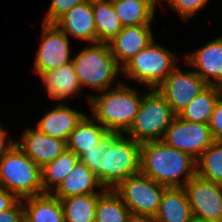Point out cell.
<instances>
[{
	"label": "cell",
	"mask_w": 222,
	"mask_h": 222,
	"mask_svg": "<svg viewBox=\"0 0 222 222\" xmlns=\"http://www.w3.org/2000/svg\"><path fill=\"white\" fill-rule=\"evenodd\" d=\"M94 13L97 43H108L123 28L111 0H91Z\"/></svg>",
	"instance_id": "d4e9b609"
},
{
	"label": "cell",
	"mask_w": 222,
	"mask_h": 222,
	"mask_svg": "<svg viewBox=\"0 0 222 222\" xmlns=\"http://www.w3.org/2000/svg\"><path fill=\"white\" fill-rule=\"evenodd\" d=\"M197 161L191 155L163 141L141 144L140 173L166 187H184L197 174ZM184 176V182L179 177Z\"/></svg>",
	"instance_id": "6da1fadb"
},
{
	"label": "cell",
	"mask_w": 222,
	"mask_h": 222,
	"mask_svg": "<svg viewBox=\"0 0 222 222\" xmlns=\"http://www.w3.org/2000/svg\"><path fill=\"white\" fill-rule=\"evenodd\" d=\"M105 91L101 95L88 96L93 119L109 133H126L134 122L144 94L139 95L122 83Z\"/></svg>",
	"instance_id": "7a4b0ae2"
},
{
	"label": "cell",
	"mask_w": 222,
	"mask_h": 222,
	"mask_svg": "<svg viewBox=\"0 0 222 222\" xmlns=\"http://www.w3.org/2000/svg\"><path fill=\"white\" fill-rule=\"evenodd\" d=\"M150 25L141 24L138 26L123 27L108 42L115 60L121 67L154 40Z\"/></svg>",
	"instance_id": "5bb4252c"
},
{
	"label": "cell",
	"mask_w": 222,
	"mask_h": 222,
	"mask_svg": "<svg viewBox=\"0 0 222 222\" xmlns=\"http://www.w3.org/2000/svg\"><path fill=\"white\" fill-rule=\"evenodd\" d=\"M24 208L22 200L18 199L10 208L0 213V222H23Z\"/></svg>",
	"instance_id": "836d02e7"
},
{
	"label": "cell",
	"mask_w": 222,
	"mask_h": 222,
	"mask_svg": "<svg viewBox=\"0 0 222 222\" xmlns=\"http://www.w3.org/2000/svg\"><path fill=\"white\" fill-rule=\"evenodd\" d=\"M208 0H167V3L173 8L184 21L190 18L194 13L202 9Z\"/></svg>",
	"instance_id": "1f68e13d"
},
{
	"label": "cell",
	"mask_w": 222,
	"mask_h": 222,
	"mask_svg": "<svg viewBox=\"0 0 222 222\" xmlns=\"http://www.w3.org/2000/svg\"><path fill=\"white\" fill-rule=\"evenodd\" d=\"M209 128L214 141H222V96L216 101L209 122Z\"/></svg>",
	"instance_id": "d6a6232c"
},
{
	"label": "cell",
	"mask_w": 222,
	"mask_h": 222,
	"mask_svg": "<svg viewBox=\"0 0 222 222\" xmlns=\"http://www.w3.org/2000/svg\"><path fill=\"white\" fill-rule=\"evenodd\" d=\"M17 146L40 168L51 163L66 150V141L52 138L38 128L27 129Z\"/></svg>",
	"instance_id": "4fadbf2b"
},
{
	"label": "cell",
	"mask_w": 222,
	"mask_h": 222,
	"mask_svg": "<svg viewBox=\"0 0 222 222\" xmlns=\"http://www.w3.org/2000/svg\"><path fill=\"white\" fill-rule=\"evenodd\" d=\"M0 186L21 200L44 194L41 168L17 144L0 158Z\"/></svg>",
	"instance_id": "3957f363"
},
{
	"label": "cell",
	"mask_w": 222,
	"mask_h": 222,
	"mask_svg": "<svg viewBox=\"0 0 222 222\" xmlns=\"http://www.w3.org/2000/svg\"><path fill=\"white\" fill-rule=\"evenodd\" d=\"M176 114L156 90L144 93L138 113L130 129L125 133L136 142L162 141Z\"/></svg>",
	"instance_id": "8992f818"
},
{
	"label": "cell",
	"mask_w": 222,
	"mask_h": 222,
	"mask_svg": "<svg viewBox=\"0 0 222 222\" xmlns=\"http://www.w3.org/2000/svg\"><path fill=\"white\" fill-rule=\"evenodd\" d=\"M18 199L0 186V213L10 208Z\"/></svg>",
	"instance_id": "e575fe53"
},
{
	"label": "cell",
	"mask_w": 222,
	"mask_h": 222,
	"mask_svg": "<svg viewBox=\"0 0 222 222\" xmlns=\"http://www.w3.org/2000/svg\"><path fill=\"white\" fill-rule=\"evenodd\" d=\"M165 188L166 186L138 173L123 180L114 191L130 213L155 217Z\"/></svg>",
	"instance_id": "ba28073f"
},
{
	"label": "cell",
	"mask_w": 222,
	"mask_h": 222,
	"mask_svg": "<svg viewBox=\"0 0 222 222\" xmlns=\"http://www.w3.org/2000/svg\"><path fill=\"white\" fill-rule=\"evenodd\" d=\"M222 96V87L208 85L177 116L185 121L209 124L216 101Z\"/></svg>",
	"instance_id": "cb8c5ba5"
},
{
	"label": "cell",
	"mask_w": 222,
	"mask_h": 222,
	"mask_svg": "<svg viewBox=\"0 0 222 222\" xmlns=\"http://www.w3.org/2000/svg\"><path fill=\"white\" fill-rule=\"evenodd\" d=\"M130 210L121 197L110 189L99 196L94 222H127Z\"/></svg>",
	"instance_id": "83f0119b"
},
{
	"label": "cell",
	"mask_w": 222,
	"mask_h": 222,
	"mask_svg": "<svg viewBox=\"0 0 222 222\" xmlns=\"http://www.w3.org/2000/svg\"><path fill=\"white\" fill-rule=\"evenodd\" d=\"M88 0H53L43 23L54 24L73 7Z\"/></svg>",
	"instance_id": "4dcf8cb0"
},
{
	"label": "cell",
	"mask_w": 222,
	"mask_h": 222,
	"mask_svg": "<svg viewBox=\"0 0 222 222\" xmlns=\"http://www.w3.org/2000/svg\"><path fill=\"white\" fill-rule=\"evenodd\" d=\"M162 141L197 160L214 140L209 124L185 121L176 115Z\"/></svg>",
	"instance_id": "30bf717a"
},
{
	"label": "cell",
	"mask_w": 222,
	"mask_h": 222,
	"mask_svg": "<svg viewBox=\"0 0 222 222\" xmlns=\"http://www.w3.org/2000/svg\"><path fill=\"white\" fill-rule=\"evenodd\" d=\"M186 58L188 65L199 69L194 71L208 85L222 87V36L186 55Z\"/></svg>",
	"instance_id": "9a60e30c"
},
{
	"label": "cell",
	"mask_w": 222,
	"mask_h": 222,
	"mask_svg": "<svg viewBox=\"0 0 222 222\" xmlns=\"http://www.w3.org/2000/svg\"><path fill=\"white\" fill-rule=\"evenodd\" d=\"M42 34V41L34 64L39 75L72 62L68 36L63 31L55 24L43 23Z\"/></svg>",
	"instance_id": "7c38bea8"
},
{
	"label": "cell",
	"mask_w": 222,
	"mask_h": 222,
	"mask_svg": "<svg viewBox=\"0 0 222 222\" xmlns=\"http://www.w3.org/2000/svg\"><path fill=\"white\" fill-rule=\"evenodd\" d=\"M81 88L89 86L99 91L108 89L122 67L115 60L108 43H93L72 59Z\"/></svg>",
	"instance_id": "5b68a950"
},
{
	"label": "cell",
	"mask_w": 222,
	"mask_h": 222,
	"mask_svg": "<svg viewBox=\"0 0 222 222\" xmlns=\"http://www.w3.org/2000/svg\"><path fill=\"white\" fill-rule=\"evenodd\" d=\"M26 222H64L61 200L51 193L22 199Z\"/></svg>",
	"instance_id": "ffe728a7"
},
{
	"label": "cell",
	"mask_w": 222,
	"mask_h": 222,
	"mask_svg": "<svg viewBox=\"0 0 222 222\" xmlns=\"http://www.w3.org/2000/svg\"><path fill=\"white\" fill-rule=\"evenodd\" d=\"M79 161L78 156L66 149L55 160L41 168L43 192L51 193L56 189Z\"/></svg>",
	"instance_id": "4316f807"
},
{
	"label": "cell",
	"mask_w": 222,
	"mask_h": 222,
	"mask_svg": "<svg viewBox=\"0 0 222 222\" xmlns=\"http://www.w3.org/2000/svg\"><path fill=\"white\" fill-rule=\"evenodd\" d=\"M177 57L154 40L121 69L127 78L156 89L177 67Z\"/></svg>",
	"instance_id": "52a82bcc"
},
{
	"label": "cell",
	"mask_w": 222,
	"mask_h": 222,
	"mask_svg": "<svg viewBox=\"0 0 222 222\" xmlns=\"http://www.w3.org/2000/svg\"><path fill=\"white\" fill-rule=\"evenodd\" d=\"M207 86L195 71L184 73L176 67L156 90L177 115Z\"/></svg>",
	"instance_id": "8fae6325"
},
{
	"label": "cell",
	"mask_w": 222,
	"mask_h": 222,
	"mask_svg": "<svg viewBox=\"0 0 222 222\" xmlns=\"http://www.w3.org/2000/svg\"><path fill=\"white\" fill-rule=\"evenodd\" d=\"M103 188L96 175L82 162H78L72 171L61 182V184L52 191L51 194L59 199L83 194H96L105 191H96L94 188Z\"/></svg>",
	"instance_id": "d6986e66"
},
{
	"label": "cell",
	"mask_w": 222,
	"mask_h": 222,
	"mask_svg": "<svg viewBox=\"0 0 222 222\" xmlns=\"http://www.w3.org/2000/svg\"><path fill=\"white\" fill-rule=\"evenodd\" d=\"M141 143L119 134L100 161V184L114 190L129 176L140 173Z\"/></svg>",
	"instance_id": "277c9868"
},
{
	"label": "cell",
	"mask_w": 222,
	"mask_h": 222,
	"mask_svg": "<svg viewBox=\"0 0 222 222\" xmlns=\"http://www.w3.org/2000/svg\"><path fill=\"white\" fill-rule=\"evenodd\" d=\"M85 114L71 109L63 103L44 114L37 128L52 138L67 141L69 134L82 120Z\"/></svg>",
	"instance_id": "e0dca14e"
},
{
	"label": "cell",
	"mask_w": 222,
	"mask_h": 222,
	"mask_svg": "<svg viewBox=\"0 0 222 222\" xmlns=\"http://www.w3.org/2000/svg\"><path fill=\"white\" fill-rule=\"evenodd\" d=\"M154 218L157 222H195L185 188L166 187Z\"/></svg>",
	"instance_id": "ac0fdd59"
},
{
	"label": "cell",
	"mask_w": 222,
	"mask_h": 222,
	"mask_svg": "<svg viewBox=\"0 0 222 222\" xmlns=\"http://www.w3.org/2000/svg\"><path fill=\"white\" fill-rule=\"evenodd\" d=\"M95 123L85 115L69 134L66 149L79 157L87 150L98 146L109 132L101 124L96 125Z\"/></svg>",
	"instance_id": "44dd1931"
},
{
	"label": "cell",
	"mask_w": 222,
	"mask_h": 222,
	"mask_svg": "<svg viewBox=\"0 0 222 222\" xmlns=\"http://www.w3.org/2000/svg\"><path fill=\"white\" fill-rule=\"evenodd\" d=\"M120 133H109L98 146L91 150H87L79 156L80 162L84 163L98 178L100 182V161L104 156L109 145Z\"/></svg>",
	"instance_id": "f546056e"
},
{
	"label": "cell",
	"mask_w": 222,
	"mask_h": 222,
	"mask_svg": "<svg viewBox=\"0 0 222 222\" xmlns=\"http://www.w3.org/2000/svg\"><path fill=\"white\" fill-rule=\"evenodd\" d=\"M196 161L198 176L222 184V141H213Z\"/></svg>",
	"instance_id": "f1b7e54d"
},
{
	"label": "cell",
	"mask_w": 222,
	"mask_h": 222,
	"mask_svg": "<svg viewBox=\"0 0 222 222\" xmlns=\"http://www.w3.org/2000/svg\"><path fill=\"white\" fill-rule=\"evenodd\" d=\"M123 27L151 24L158 0H111Z\"/></svg>",
	"instance_id": "603a6c76"
},
{
	"label": "cell",
	"mask_w": 222,
	"mask_h": 222,
	"mask_svg": "<svg viewBox=\"0 0 222 222\" xmlns=\"http://www.w3.org/2000/svg\"><path fill=\"white\" fill-rule=\"evenodd\" d=\"M54 24L67 36L69 33L83 41L97 43V31L91 0L73 7Z\"/></svg>",
	"instance_id": "2e32d148"
},
{
	"label": "cell",
	"mask_w": 222,
	"mask_h": 222,
	"mask_svg": "<svg viewBox=\"0 0 222 222\" xmlns=\"http://www.w3.org/2000/svg\"><path fill=\"white\" fill-rule=\"evenodd\" d=\"M127 222H157L153 216L130 213Z\"/></svg>",
	"instance_id": "8d00e7d4"
},
{
	"label": "cell",
	"mask_w": 222,
	"mask_h": 222,
	"mask_svg": "<svg viewBox=\"0 0 222 222\" xmlns=\"http://www.w3.org/2000/svg\"><path fill=\"white\" fill-rule=\"evenodd\" d=\"M101 194H83L60 199L64 222H94Z\"/></svg>",
	"instance_id": "484cf974"
},
{
	"label": "cell",
	"mask_w": 222,
	"mask_h": 222,
	"mask_svg": "<svg viewBox=\"0 0 222 222\" xmlns=\"http://www.w3.org/2000/svg\"><path fill=\"white\" fill-rule=\"evenodd\" d=\"M184 188L195 222H222V184L196 174Z\"/></svg>",
	"instance_id": "9c48e42d"
},
{
	"label": "cell",
	"mask_w": 222,
	"mask_h": 222,
	"mask_svg": "<svg viewBox=\"0 0 222 222\" xmlns=\"http://www.w3.org/2000/svg\"><path fill=\"white\" fill-rule=\"evenodd\" d=\"M48 94L53 99L63 98L77 94L81 88L73 63L70 62L53 71L40 75Z\"/></svg>",
	"instance_id": "7402d4cb"
},
{
	"label": "cell",
	"mask_w": 222,
	"mask_h": 222,
	"mask_svg": "<svg viewBox=\"0 0 222 222\" xmlns=\"http://www.w3.org/2000/svg\"><path fill=\"white\" fill-rule=\"evenodd\" d=\"M6 136L7 135H6L5 130L0 125V158L16 144V141H13V140H9V143H8L6 141Z\"/></svg>",
	"instance_id": "d590c367"
}]
</instances>
